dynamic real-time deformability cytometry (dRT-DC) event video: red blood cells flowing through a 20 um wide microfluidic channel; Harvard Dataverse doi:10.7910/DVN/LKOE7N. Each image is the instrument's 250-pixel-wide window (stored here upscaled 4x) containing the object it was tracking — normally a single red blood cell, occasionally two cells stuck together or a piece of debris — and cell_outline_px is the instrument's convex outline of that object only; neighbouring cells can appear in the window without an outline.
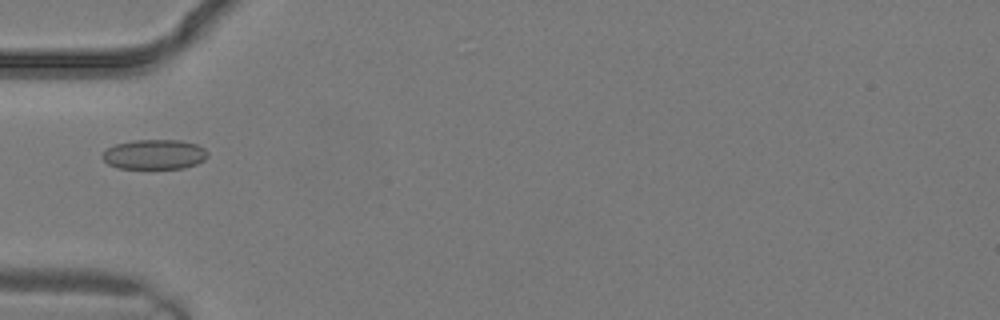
{"species": "common noctule bat (a hibernating species)", "species_latin": "Nyctalus noctula", "temperature_condition": "warm", "stored_images_in_passage": 3, "camera_frame_rate_fps": 3000, "um_per_image_px": 0.085, "animal": {"sex": "male", "body_mass_g": 19.2, "forearm_length_mm": 51.8}, "frame": {"image": 1, "passage_image": 3, "time_ms": 0.667, "image_size_px": [1000, 320], "cell_outline_px": [[208, 156], [204, 160], [196, 164], [184, 168], [116, 168], [108, 164], [100, 156], [108, 148], [116, 144], [132, 140], [180, 140], [196, 144], [204, 148], [208, 152]], "centroid_in_image_um": [13.13, 13.12], "position_along_channel_um": 71.9, "area_um2": 18.32}}